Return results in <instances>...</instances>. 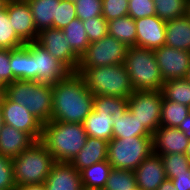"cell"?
<instances>
[{"label": "cell", "mask_w": 190, "mask_h": 190, "mask_svg": "<svg viewBox=\"0 0 190 190\" xmlns=\"http://www.w3.org/2000/svg\"><path fill=\"white\" fill-rule=\"evenodd\" d=\"M51 121L83 124L93 110L94 94L78 73L52 85Z\"/></svg>", "instance_id": "cell-1"}, {"label": "cell", "mask_w": 190, "mask_h": 190, "mask_svg": "<svg viewBox=\"0 0 190 190\" xmlns=\"http://www.w3.org/2000/svg\"><path fill=\"white\" fill-rule=\"evenodd\" d=\"M84 125L50 121L43 124L40 141L52 154L55 162H71L86 143Z\"/></svg>", "instance_id": "cell-2"}, {"label": "cell", "mask_w": 190, "mask_h": 190, "mask_svg": "<svg viewBox=\"0 0 190 190\" xmlns=\"http://www.w3.org/2000/svg\"><path fill=\"white\" fill-rule=\"evenodd\" d=\"M76 73L94 96L129 98L135 91L123 64L101 67H78Z\"/></svg>", "instance_id": "cell-3"}, {"label": "cell", "mask_w": 190, "mask_h": 190, "mask_svg": "<svg viewBox=\"0 0 190 190\" xmlns=\"http://www.w3.org/2000/svg\"><path fill=\"white\" fill-rule=\"evenodd\" d=\"M4 95L11 101L27 107L42 124L52 118V85L33 80H15L9 83Z\"/></svg>", "instance_id": "cell-4"}, {"label": "cell", "mask_w": 190, "mask_h": 190, "mask_svg": "<svg viewBox=\"0 0 190 190\" xmlns=\"http://www.w3.org/2000/svg\"><path fill=\"white\" fill-rule=\"evenodd\" d=\"M55 160L38 140L12 159L16 187L45 183Z\"/></svg>", "instance_id": "cell-5"}, {"label": "cell", "mask_w": 190, "mask_h": 190, "mask_svg": "<svg viewBox=\"0 0 190 190\" xmlns=\"http://www.w3.org/2000/svg\"><path fill=\"white\" fill-rule=\"evenodd\" d=\"M123 65L135 91H157L163 87V77L154 50L128 47Z\"/></svg>", "instance_id": "cell-6"}, {"label": "cell", "mask_w": 190, "mask_h": 190, "mask_svg": "<svg viewBox=\"0 0 190 190\" xmlns=\"http://www.w3.org/2000/svg\"><path fill=\"white\" fill-rule=\"evenodd\" d=\"M153 153V137L112 138L108 142L107 161L111 167L134 171Z\"/></svg>", "instance_id": "cell-7"}, {"label": "cell", "mask_w": 190, "mask_h": 190, "mask_svg": "<svg viewBox=\"0 0 190 190\" xmlns=\"http://www.w3.org/2000/svg\"><path fill=\"white\" fill-rule=\"evenodd\" d=\"M128 46L118 39L106 35L103 39L91 42L80 57L78 67H101L123 64Z\"/></svg>", "instance_id": "cell-8"}, {"label": "cell", "mask_w": 190, "mask_h": 190, "mask_svg": "<svg viewBox=\"0 0 190 190\" xmlns=\"http://www.w3.org/2000/svg\"><path fill=\"white\" fill-rule=\"evenodd\" d=\"M27 44L31 47V80L54 85L72 73L36 41Z\"/></svg>", "instance_id": "cell-9"}, {"label": "cell", "mask_w": 190, "mask_h": 190, "mask_svg": "<svg viewBox=\"0 0 190 190\" xmlns=\"http://www.w3.org/2000/svg\"><path fill=\"white\" fill-rule=\"evenodd\" d=\"M162 104L161 90L134 91L128 98V109L151 135L161 125Z\"/></svg>", "instance_id": "cell-10"}, {"label": "cell", "mask_w": 190, "mask_h": 190, "mask_svg": "<svg viewBox=\"0 0 190 190\" xmlns=\"http://www.w3.org/2000/svg\"><path fill=\"white\" fill-rule=\"evenodd\" d=\"M36 42L55 59L63 63L72 73H76L80 57L70 47L63 30L53 27L44 29L38 33Z\"/></svg>", "instance_id": "cell-11"}, {"label": "cell", "mask_w": 190, "mask_h": 190, "mask_svg": "<svg viewBox=\"0 0 190 190\" xmlns=\"http://www.w3.org/2000/svg\"><path fill=\"white\" fill-rule=\"evenodd\" d=\"M0 107L4 124L30 134L36 141L41 139L43 124L27 107L9 100L5 95L2 97Z\"/></svg>", "instance_id": "cell-12"}, {"label": "cell", "mask_w": 190, "mask_h": 190, "mask_svg": "<svg viewBox=\"0 0 190 190\" xmlns=\"http://www.w3.org/2000/svg\"><path fill=\"white\" fill-rule=\"evenodd\" d=\"M154 53L164 82L185 78L187 69L190 66L189 51L164 45L155 49Z\"/></svg>", "instance_id": "cell-13"}, {"label": "cell", "mask_w": 190, "mask_h": 190, "mask_svg": "<svg viewBox=\"0 0 190 190\" xmlns=\"http://www.w3.org/2000/svg\"><path fill=\"white\" fill-rule=\"evenodd\" d=\"M6 10L15 33L25 42L36 41L38 31L26 0H8Z\"/></svg>", "instance_id": "cell-14"}, {"label": "cell", "mask_w": 190, "mask_h": 190, "mask_svg": "<svg viewBox=\"0 0 190 190\" xmlns=\"http://www.w3.org/2000/svg\"><path fill=\"white\" fill-rule=\"evenodd\" d=\"M136 47L155 50L165 45L166 22L157 15L135 20Z\"/></svg>", "instance_id": "cell-15"}, {"label": "cell", "mask_w": 190, "mask_h": 190, "mask_svg": "<svg viewBox=\"0 0 190 190\" xmlns=\"http://www.w3.org/2000/svg\"><path fill=\"white\" fill-rule=\"evenodd\" d=\"M189 139L185 133L175 127L160 125L153 134V153L157 155L165 154H185Z\"/></svg>", "instance_id": "cell-16"}, {"label": "cell", "mask_w": 190, "mask_h": 190, "mask_svg": "<svg viewBox=\"0 0 190 190\" xmlns=\"http://www.w3.org/2000/svg\"><path fill=\"white\" fill-rule=\"evenodd\" d=\"M136 186L142 190H157L167 179L164 165L159 155L152 153L134 170Z\"/></svg>", "instance_id": "cell-17"}, {"label": "cell", "mask_w": 190, "mask_h": 190, "mask_svg": "<svg viewBox=\"0 0 190 190\" xmlns=\"http://www.w3.org/2000/svg\"><path fill=\"white\" fill-rule=\"evenodd\" d=\"M47 190H82L80 172L69 162H55L45 181Z\"/></svg>", "instance_id": "cell-18"}, {"label": "cell", "mask_w": 190, "mask_h": 190, "mask_svg": "<svg viewBox=\"0 0 190 190\" xmlns=\"http://www.w3.org/2000/svg\"><path fill=\"white\" fill-rule=\"evenodd\" d=\"M36 140L28 133L4 124L0 130V154L13 159Z\"/></svg>", "instance_id": "cell-19"}, {"label": "cell", "mask_w": 190, "mask_h": 190, "mask_svg": "<svg viewBox=\"0 0 190 190\" xmlns=\"http://www.w3.org/2000/svg\"><path fill=\"white\" fill-rule=\"evenodd\" d=\"M108 141L88 136L85 145L71 160L79 172L95 163L107 160Z\"/></svg>", "instance_id": "cell-20"}, {"label": "cell", "mask_w": 190, "mask_h": 190, "mask_svg": "<svg viewBox=\"0 0 190 190\" xmlns=\"http://www.w3.org/2000/svg\"><path fill=\"white\" fill-rule=\"evenodd\" d=\"M165 45L190 52V19L187 15L166 21Z\"/></svg>", "instance_id": "cell-21"}, {"label": "cell", "mask_w": 190, "mask_h": 190, "mask_svg": "<svg viewBox=\"0 0 190 190\" xmlns=\"http://www.w3.org/2000/svg\"><path fill=\"white\" fill-rule=\"evenodd\" d=\"M113 138L153 137L128 109L124 114L113 115Z\"/></svg>", "instance_id": "cell-22"}, {"label": "cell", "mask_w": 190, "mask_h": 190, "mask_svg": "<svg viewBox=\"0 0 190 190\" xmlns=\"http://www.w3.org/2000/svg\"><path fill=\"white\" fill-rule=\"evenodd\" d=\"M112 115L94 110L85 118L83 125L88 136L110 141L113 138Z\"/></svg>", "instance_id": "cell-23"}, {"label": "cell", "mask_w": 190, "mask_h": 190, "mask_svg": "<svg viewBox=\"0 0 190 190\" xmlns=\"http://www.w3.org/2000/svg\"><path fill=\"white\" fill-rule=\"evenodd\" d=\"M30 6L37 31L53 27V19L56 17L57 5L60 0H26Z\"/></svg>", "instance_id": "cell-24"}, {"label": "cell", "mask_w": 190, "mask_h": 190, "mask_svg": "<svg viewBox=\"0 0 190 190\" xmlns=\"http://www.w3.org/2000/svg\"><path fill=\"white\" fill-rule=\"evenodd\" d=\"M10 68L15 80H31V47L24 45L10 50Z\"/></svg>", "instance_id": "cell-25"}, {"label": "cell", "mask_w": 190, "mask_h": 190, "mask_svg": "<svg viewBox=\"0 0 190 190\" xmlns=\"http://www.w3.org/2000/svg\"><path fill=\"white\" fill-rule=\"evenodd\" d=\"M108 35L118 39L128 47L136 46L135 20L126 15L108 21Z\"/></svg>", "instance_id": "cell-26"}, {"label": "cell", "mask_w": 190, "mask_h": 190, "mask_svg": "<svg viewBox=\"0 0 190 190\" xmlns=\"http://www.w3.org/2000/svg\"><path fill=\"white\" fill-rule=\"evenodd\" d=\"M112 167L107 160L95 163L80 171L82 185L89 188H104Z\"/></svg>", "instance_id": "cell-27"}, {"label": "cell", "mask_w": 190, "mask_h": 190, "mask_svg": "<svg viewBox=\"0 0 190 190\" xmlns=\"http://www.w3.org/2000/svg\"><path fill=\"white\" fill-rule=\"evenodd\" d=\"M62 30L66 36V40L70 43L72 50L81 57L90 44L86 30L83 26V21L76 18Z\"/></svg>", "instance_id": "cell-28"}, {"label": "cell", "mask_w": 190, "mask_h": 190, "mask_svg": "<svg viewBox=\"0 0 190 190\" xmlns=\"http://www.w3.org/2000/svg\"><path fill=\"white\" fill-rule=\"evenodd\" d=\"M161 91L166 100L190 106V83L185 78L165 81Z\"/></svg>", "instance_id": "cell-29"}, {"label": "cell", "mask_w": 190, "mask_h": 190, "mask_svg": "<svg viewBox=\"0 0 190 190\" xmlns=\"http://www.w3.org/2000/svg\"><path fill=\"white\" fill-rule=\"evenodd\" d=\"M188 114H189L188 106L171 100H166L163 97L161 122H160L162 126L178 128L182 120Z\"/></svg>", "instance_id": "cell-30"}, {"label": "cell", "mask_w": 190, "mask_h": 190, "mask_svg": "<svg viewBox=\"0 0 190 190\" xmlns=\"http://www.w3.org/2000/svg\"><path fill=\"white\" fill-rule=\"evenodd\" d=\"M156 15L163 21H171L186 15L187 0H153Z\"/></svg>", "instance_id": "cell-31"}, {"label": "cell", "mask_w": 190, "mask_h": 190, "mask_svg": "<svg viewBox=\"0 0 190 190\" xmlns=\"http://www.w3.org/2000/svg\"><path fill=\"white\" fill-rule=\"evenodd\" d=\"M25 42L15 33L9 20L6 6L0 10V49H14Z\"/></svg>", "instance_id": "cell-32"}, {"label": "cell", "mask_w": 190, "mask_h": 190, "mask_svg": "<svg viewBox=\"0 0 190 190\" xmlns=\"http://www.w3.org/2000/svg\"><path fill=\"white\" fill-rule=\"evenodd\" d=\"M93 110L113 115L124 114L128 110V98L115 96H94Z\"/></svg>", "instance_id": "cell-33"}, {"label": "cell", "mask_w": 190, "mask_h": 190, "mask_svg": "<svg viewBox=\"0 0 190 190\" xmlns=\"http://www.w3.org/2000/svg\"><path fill=\"white\" fill-rule=\"evenodd\" d=\"M136 187L135 173L131 170L113 168L104 190H133Z\"/></svg>", "instance_id": "cell-34"}, {"label": "cell", "mask_w": 190, "mask_h": 190, "mask_svg": "<svg viewBox=\"0 0 190 190\" xmlns=\"http://www.w3.org/2000/svg\"><path fill=\"white\" fill-rule=\"evenodd\" d=\"M167 178H175L177 175L185 174L190 170V159L185 154L160 155Z\"/></svg>", "instance_id": "cell-35"}, {"label": "cell", "mask_w": 190, "mask_h": 190, "mask_svg": "<svg viewBox=\"0 0 190 190\" xmlns=\"http://www.w3.org/2000/svg\"><path fill=\"white\" fill-rule=\"evenodd\" d=\"M83 26L90 43L108 35V21L102 15L83 21Z\"/></svg>", "instance_id": "cell-36"}, {"label": "cell", "mask_w": 190, "mask_h": 190, "mask_svg": "<svg viewBox=\"0 0 190 190\" xmlns=\"http://www.w3.org/2000/svg\"><path fill=\"white\" fill-rule=\"evenodd\" d=\"M76 18L75 4L70 1L60 0L59 5H57L56 17L53 19V28L62 30Z\"/></svg>", "instance_id": "cell-37"}, {"label": "cell", "mask_w": 190, "mask_h": 190, "mask_svg": "<svg viewBox=\"0 0 190 190\" xmlns=\"http://www.w3.org/2000/svg\"><path fill=\"white\" fill-rule=\"evenodd\" d=\"M74 4L77 18L82 21L102 15V0H77Z\"/></svg>", "instance_id": "cell-38"}, {"label": "cell", "mask_w": 190, "mask_h": 190, "mask_svg": "<svg viewBox=\"0 0 190 190\" xmlns=\"http://www.w3.org/2000/svg\"><path fill=\"white\" fill-rule=\"evenodd\" d=\"M128 15V0H102V16L110 21Z\"/></svg>", "instance_id": "cell-39"}, {"label": "cell", "mask_w": 190, "mask_h": 190, "mask_svg": "<svg viewBox=\"0 0 190 190\" xmlns=\"http://www.w3.org/2000/svg\"><path fill=\"white\" fill-rule=\"evenodd\" d=\"M128 15L134 20L156 15L153 0H128Z\"/></svg>", "instance_id": "cell-40"}, {"label": "cell", "mask_w": 190, "mask_h": 190, "mask_svg": "<svg viewBox=\"0 0 190 190\" xmlns=\"http://www.w3.org/2000/svg\"><path fill=\"white\" fill-rule=\"evenodd\" d=\"M15 188L12 159L0 154V190H14Z\"/></svg>", "instance_id": "cell-41"}, {"label": "cell", "mask_w": 190, "mask_h": 190, "mask_svg": "<svg viewBox=\"0 0 190 190\" xmlns=\"http://www.w3.org/2000/svg\"><path fill=\"white\" fill-rule=\"evenodd\" d=\"M0 78L6 85L13 82V73L10 68V49H0Z\"/></svg>", "instance_id": "cell-42"}, {"label": "cell", "mask_w": 190, "mask_h": 190, "mask_svg": "<svg viewBox=\"0 0 190 190\" xmlns=\"http://www.w3.org/2000/svg\"><path fill=\"white\" fill-rule=\"evenodd\" d=\"M173 182L177 190H190V170L185 174L177 175L175 178H167Z\"/></svg>", "instance_id": "cell-43"}, {"label": "cell", "mask_w": 190, "mask_h": 190, "mask_svg": "<svg viewBox=\"0 0 190 190\" xmlns=\"http://www.w3.org/2000/svg\"><path fill=\"white\" fill-rule=\"evenodd\" d=\"M178 129L183 131L190 140V114H188L178 126Z\"/></svg>", "instance_id": "cell-44"}, {"label": "cell", "mask_w": 190, "mask_h": 190, "mask_svg": "<svg viewBox=\"0 0 190 190\" xmlns=\"http://www.w3.org/2000/svg\"><path fill=\"white\" fill-rule=\"evenodd\" d=\"M14 190H47L44 183L42 184H33V185H24L16 187Z\"/></svg>", "instance_id": "cell-45"}, {"label": "cell", "mask_w": 190, "mask_h": 190, "mask_svg": "<svg viewBox=\"0 0 190 190\" xmlns=\"http://www.w3.org/2000/svg\"><path fill=\"white\" fill-rule=\"evenodd\" d=\"M157 190H177V188L170 179H166L160 184Z\"/></svg>", "instance_id": "cell-46"}, {"label": "cell", "mask_w": 190, "mask_h": 190, "mask_svg": "<svg viewBox=\"0 0 190 190\" xmlns=\"http://www.w3.org/2000/svg\"><path fill=\"white\" fill-rule=\"evenodd\" d=\"M186 15L190 19V0H187Z\"/></svg>", "instance_id": "cell-47"}, {"label": "cell", "mask_w": 190, "mask_h": 190, "mask_svg": "<svg viewBox=\"0 0 190 190\" xmlns=\"http://www.w3.org/2000/svg\"><path fill=\"white\" fill-rule=\"evenodd\" d=\"M6 84L1 80L0 78V89L4 92L5 91V88H6Z\"/></svg>", "instance_id": "cell-48"}, {"label": "cell", "mask_w": 190, "mask_h": 190, "mask_svg": "<svg viewBox=\"0 0 190 190\" xmlns=\"http://www.w3.org/2000/svg\"><path fill=\"white\" fill-rule=\"evenodd\" d=\"M185 79L190 83V66L187 69V73H186Z\"/></svg>", "instance_id": "cell-49"}, {"label": "cell", "mask_w": 190, "mask_h": 190, "mask_svg": "<svg viewBox=\"0 0 190 190\" xmlns=\"http://www.w3.org/2000/svg\"><path fill=\"white\" fill-rule=\"evenodd\" d=\"M4 125V121H3V117H2V111H1V107H0V130Z\"/></svg>", "instance_id": "cell-50"}, {"label": "cell", "mask_w": 190, "mask_h": 190, "mask_svg": "<svg viewBox=\"0 0 190 190\" xmlns=\"http://www.w3.org/2000/svg\"><path fill=\"white\" fill-rule=\"evenodd\" d=\"M185 155H187L188 158L190 159V140H189V143H188L187 149H186V151H185Z\"/></svg>", "instance_id": "cell-51"}, {"label": "cell", "mask_w": 190, "mask_h": 190, "mask_svg": "<svg viewBox=\"0 0 190 190\" xmlns=\"http://www.w3.org/2000/svg\"><path fill=\"white\" fill-rule=\"evenodd\" d=\"M8 0H0V10L3 9Z\"/></svg>", "instance_id": "cell-52"}, {"label": "cell", "mask_w": 190, "mask_h": 190, "mask_svg": "<svg viewBox=\"0 0 190 190\" xmlns=\"http://www.w3.org/2000/svg\"><path fill=\"white\" fill-rule=\"evenodd\" d=\"M82 190H104L103 188H89V187H82Z\"/></svg>", "instance_id": "cell-53"}, {"label": "cell", "mask_w": 190, "mask_h": 190, "mask_svg": "<svg viewBox=\"0 0 190 190\" xmlns=\"http://www.w3.org/2000/svg\"><path fill=\"white\" fill-rule=\"evenodd\" d=\"M3 95H4V92L0 89V103H1Z\"/></svg>", "instance_id": "cell-54"}, {"label": "cell", "mask_w": 190, "mask_h": 190, "mask_svg": "<svg viewBox=\"0 0 190 190\" xmlns=\"http://www.w3.org/2000/svg\"><path fill=\"white\" fill-rule=\"evenodd\" d=\"M133 190H142V189L136 186Z\"/></svg>", "instance_id": "cell-55"}, {"label": "cell", "mask_w": 190, "mask_h": 190, "mask_svg": "<svg viewBox=\"0 0 190 190\" xmlns=\"http://www.w3.org/2000/svg\"><path fill=\"white\" fill-rule=\"evenodd\" d=\"M66 1H70V2L75 3L77 0H66Z\"/></svg>", "instance_id": "cell-56"}]
</instances>
